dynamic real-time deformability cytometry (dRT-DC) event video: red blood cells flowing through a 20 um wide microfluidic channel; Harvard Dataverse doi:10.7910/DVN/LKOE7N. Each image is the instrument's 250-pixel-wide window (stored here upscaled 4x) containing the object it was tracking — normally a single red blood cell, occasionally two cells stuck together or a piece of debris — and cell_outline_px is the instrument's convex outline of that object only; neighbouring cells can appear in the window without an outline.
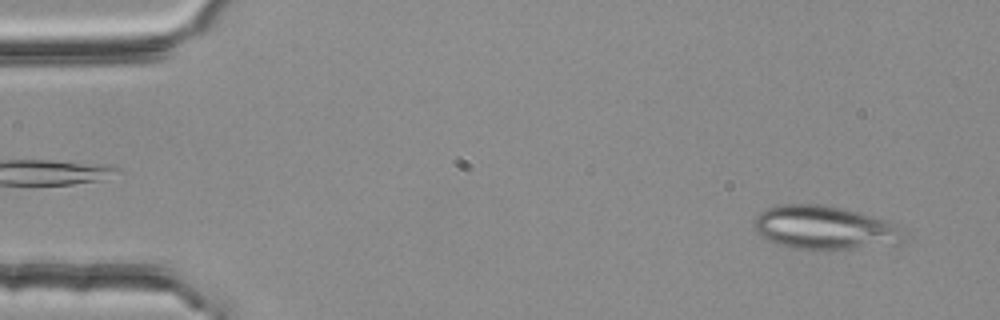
{"species": "common noctule bat (a hibernating species)", "species_latin": "Nyctalus noctula", "temperature_condition": "room temperature", "stored_images_in_passage": 53, "camera_frame_rate_fps": 3000, "um_per_image_px": 0.085, "animal": {"sex": "female", "body_mass_g": 25.1}, "frame": {"image": 1, "passage_image": 3, "time_ms": 0.667, "image_size_px": [1000, 320], "cell_outline_px": [[904, 240], [900, 244], [828, 252], [792, 248], [776, 244], [764, 240], [756, 228], [756, 216], [760, 212], [776, 204], [820, 204], [844, 208], [888, 220], [900, 228]], "centroid_in_image_um": [70.12, 19.39], "position_along_channel_um": 14.9, "area_um2": 38.96}}
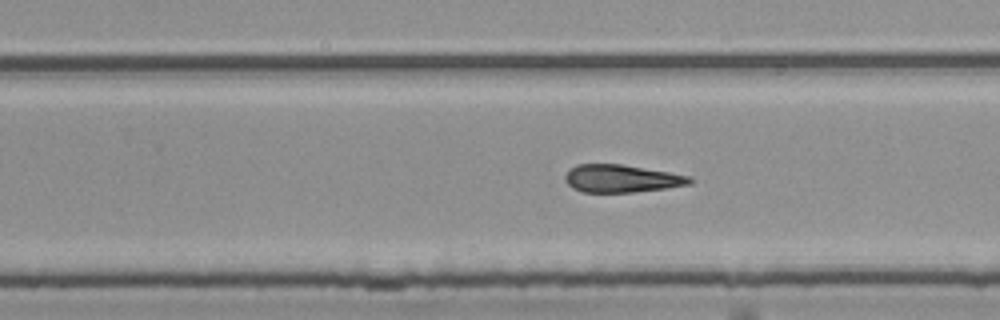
{"frame": {"image": 2, "passage_image": 33, "time_ms": 10.667, "image_size_px": [1000, 320], "cell_outline_px": [[692, 180], [688, 184], [664, 188], [632, 192], [580, 192], [572, 188], [564, 180], [564, 176], [576, 164], [620, 164], [668, 172], [688, 176]], "centroid_in_image_um": [52.75, 15.18], "position_along_channel_um": 277.1, "area_um2": 19.77}}
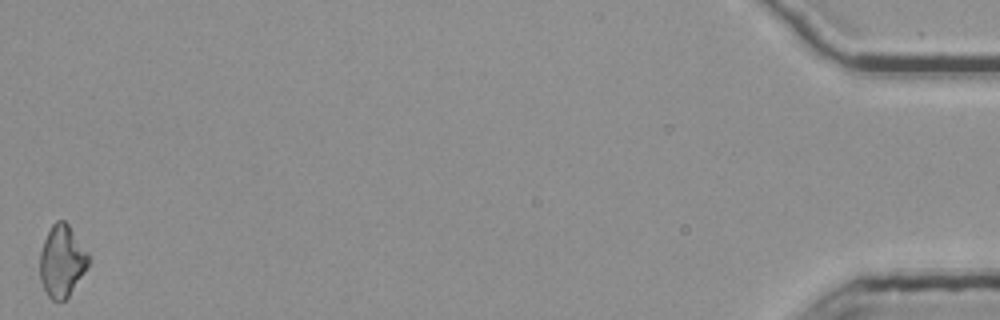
{"frame": {"image": 3, "passage_image": 53, "time_ms": 17.333, "image_size_px": [1000, 320], "cell_outline_px": [[92, 260], [68, 296], [64, 300], [52, 300], [48, 296], [40, 280], [40, 252], [44, 240], [52, 224], [56, 220], [64, 220], [68, 224], [88, 252]], "centroid_in_image_um": [5.27, 22.17], "position_along_channel_um": 429.9, "area_um2": 20.23}, "authors_computed_cell_mechanics": {"area_um2": 20.6924, "velocity_mm_per_s": 3.7756, "shape_relaxation_time_tau1_ms": null, "shape_relaxation_time_tau2_ms": 5.9156, "deformation_change_tau1": null, "deformation_change_tau2": 0.1788}}